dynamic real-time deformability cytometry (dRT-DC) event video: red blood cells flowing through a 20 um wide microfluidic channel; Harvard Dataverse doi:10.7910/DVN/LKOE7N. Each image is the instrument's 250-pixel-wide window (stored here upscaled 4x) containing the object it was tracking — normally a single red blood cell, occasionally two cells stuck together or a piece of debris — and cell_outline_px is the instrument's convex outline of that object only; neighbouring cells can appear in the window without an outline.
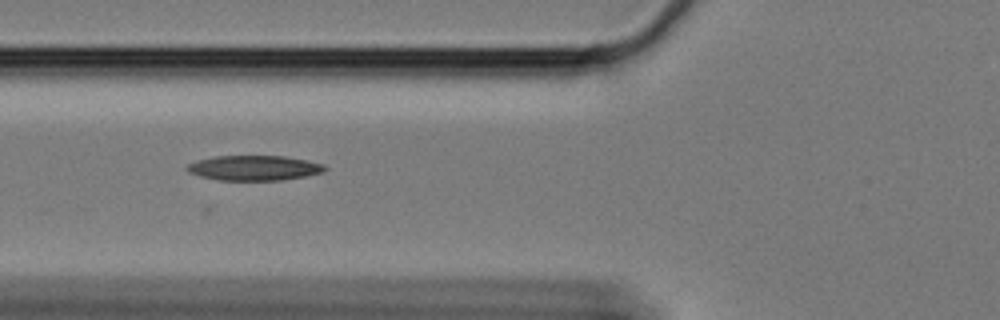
{"species": "Egyptian fruit bat (a non-hibernating species)", "species_latin": "Rousettus aegyptiacus", "temperature_condition": "cold", "stored_images_in_passage": 17, "camera_frame_rate_fps": 3000, "um_per_image_px": 0.085, "animal": {"sex": "female"}, "frame": {"image": 1, "passage_image": 11, "time_ms": 3.333, "image_size_px": [1000, 320], "cell_outline_px": [[328, 168], [324, 172], [304, 176], [280, 180], [216, 180], [200, 176], [188, 172], [184, 168], [188, 164], [196, 160], [216, 156], [284, 156], [324, 164]], "centroid_in_image_um": [21.56, 14.27], "position_along_channel_um": 104.2, "area_um2": 20.06}}
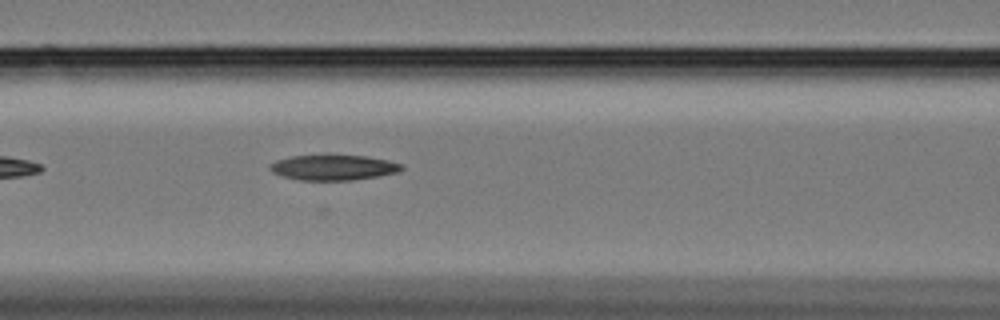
{"frame": {"image": 2, "passage_image": 14, "time_ms": 4.333, "image_size_px": [1000, 320], "cell_outline_px": [[404, 168], [400, 172], [352, 180], [300, 180], [284, 176], [272, 172], [268, 168], [268, 164], [276, 160], [292, 156], [324, 152], [328, 152], [368, 156], [388, 160], [404, 164]], "centroid_in_image_um": [28.33, 14.18], "position_along_channel_um": 138.3, "area_um2": 20.46}}